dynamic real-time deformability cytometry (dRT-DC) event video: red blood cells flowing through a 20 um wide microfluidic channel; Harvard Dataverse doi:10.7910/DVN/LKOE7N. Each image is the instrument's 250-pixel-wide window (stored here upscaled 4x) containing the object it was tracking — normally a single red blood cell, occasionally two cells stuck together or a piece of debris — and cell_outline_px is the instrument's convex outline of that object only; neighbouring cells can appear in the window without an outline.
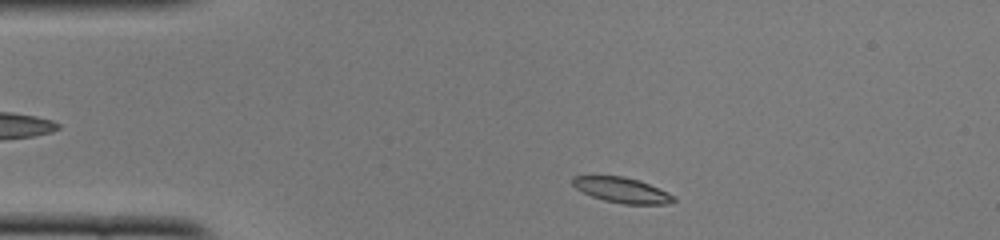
{"species": "common noctule bat (a hibernating species)", "species_latin": "Nyctalus noctula", "temperature_condition": "cold", "stored_images_in_passage": 44, "camera_frame_rate_fps": 3000, "um_per_image_px": 0.085, "animal": {"sex": "female", "body_mass_g": 22.0, "forearm_length_mm": 56.7}, "frame": {"image": 1, "passage_image": 3, "time_ms": 0.667, "image_size_px": [1000, 240], "cell_outline_px": [[676, 200], [668, 204], [624, 204], [604, 200], [592, 196], [576, 188], [572, 184], [572, 176], [624, 176], [640, 180], [668, 192], [676, 196]], "centroid_in_image_um": [52.9, 16.16], "position_along_channel_um": 32.1, "area_um2": 14.91}}
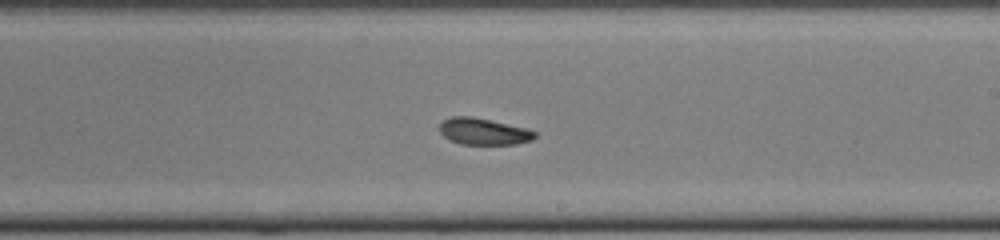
{"frame": {"image": 2, "passage_image": 23, "time_ms": 7.333, "image_size_px": [1000, 240], "cell_outline_px": [[536, 136], [532, 140], [516, 144], [460, 144], [444, 136], [440, 132], [440, 124], [444, 120], [452, 116], [472, 116], [524, 128], [536, 132]], "centroid_in_image_um": [41.09, 11.18], "position_along_channel_um": 247.9, "area_um2": 14.51}}
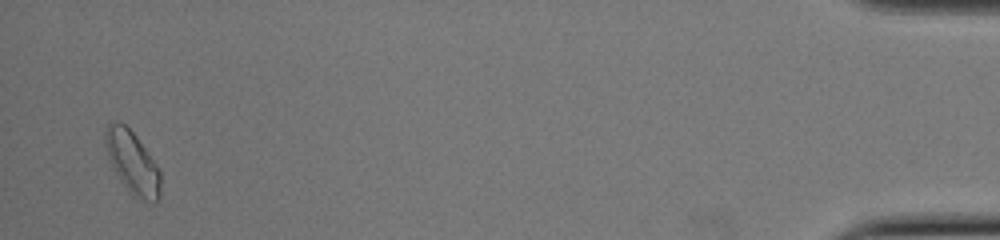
{"frame": {"image": 3, "passage_image": 43, "time_ms": 14.0, "image_size_px": [1000, 240], "cell_outline_px": [[160, 196], [156, 200], [144, 200], [132, 196], [120, 180], [104, 148], [104, 132], [108, 124], [112, 120], [116, 120], [124, 124], [136, 136], [156, 164], [160, 172]], "centroid_in_image_um": [11.22, 13.77], "position_along_channel_um": 424.0, "area_um2": 19.94}, "authors_computed_cell_mechanics": {"area_um2": 15.4615, "velocity_mm_per_s": 3.8955, "shape_relaxation_time_tau1_ms": 5.9623, "shape_relaxation_time_tau2_ms": 6.7539, "deformation_change_tau1": 0.1132, "deformation_change_tau2": 0.1186}}